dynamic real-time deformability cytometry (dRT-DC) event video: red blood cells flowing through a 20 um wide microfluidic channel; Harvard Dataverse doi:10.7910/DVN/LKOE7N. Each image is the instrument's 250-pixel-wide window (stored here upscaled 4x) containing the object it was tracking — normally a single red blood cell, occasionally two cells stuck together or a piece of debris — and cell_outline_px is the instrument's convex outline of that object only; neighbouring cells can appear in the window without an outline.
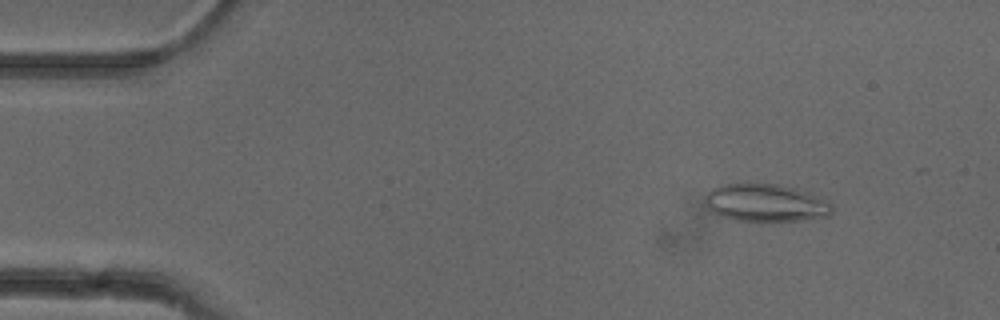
{"species": "common noctule bat (a hibernating species)", "species_latin": "Nyctalus noctula", "temperature_condition": "cold", "stored_images_in_passage": 45, "camera_frame_rate_fps": 3000, "um_per_image_px": 0.085, "animal": {"sex": "female"}, "frame": {"image": 1, "passage_image": 2, "time_ms": 0.333, "image_size_px": [1000, 320], "cell_outline_px": [[832, 212], [828, 216], [800, 220], [736, 220], [712, 212], [704, 204], [704, 200], [712, 188], [720, 184], [776, 184], [796, 188], [828, 200], [832, 204]], "centroid_in_image_um": [65.09, 17.23], "position_along_channel_um": 19.9, "area_um2": 27.51}}
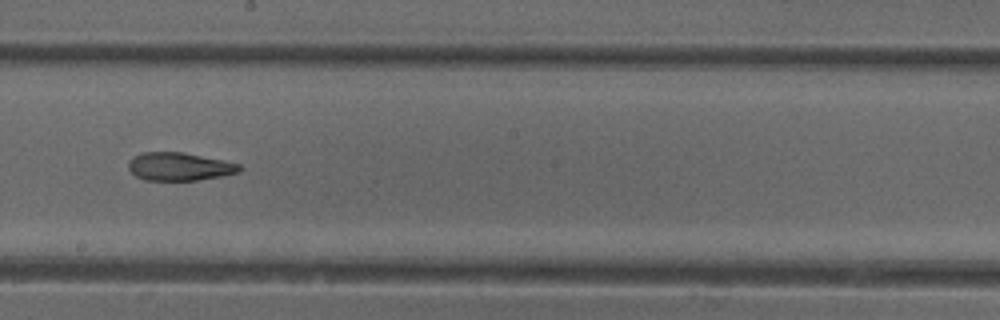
{"frame": {"image": 2, "passage_image": 25, "time_ms": 8.0, "image_size_px": [1000, 320], "cell_outline_px": [[244, 168], [240, 172], [220, 176], [196, 180], [144, 180], [136, 176], [128, 168], [128, 164], [132, 156], [144, 152], [184, 152], [224, 160], [240, 164]], "centroid_in_image_um": [15.27, 14.15], "position_along_channel_um": 232.9, "area_um2": 18.26}}
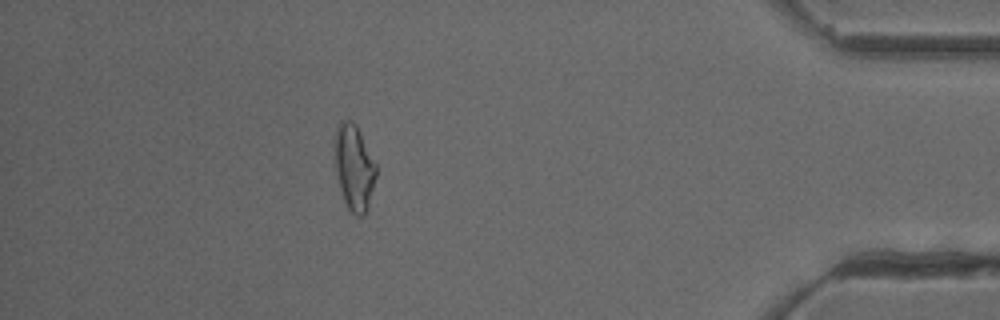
{"frame": {"image": 3, "passage_image": 42, "time_ms": 13.667, "image_size_px": [1000, 320], "cell_outline_px": [[376, 176], [368, 208], [364, 216], [356, 216], [348, 208], [344, 200], [340, 188], [336, 172], [332, 148], [332, 140], [336, 124], [340, 120], [348, 120], [356, 124], [376, 160]], "centroid_in_image_um": [30.07, 14.16], "position_along_channel_um": 405.1, "area_um2": 21.44}, "authors_computed_cell_mechanics": {"area_um2": 19.652, "velocity_mm_per_s": 3.9217, "shape_relaxation_time_tau1_ms": null, "shape_relaxation_time_tau2_ms": 3.9137, "deformation_change_tau1": null, "deformation_change_tau2": 0.1332}}